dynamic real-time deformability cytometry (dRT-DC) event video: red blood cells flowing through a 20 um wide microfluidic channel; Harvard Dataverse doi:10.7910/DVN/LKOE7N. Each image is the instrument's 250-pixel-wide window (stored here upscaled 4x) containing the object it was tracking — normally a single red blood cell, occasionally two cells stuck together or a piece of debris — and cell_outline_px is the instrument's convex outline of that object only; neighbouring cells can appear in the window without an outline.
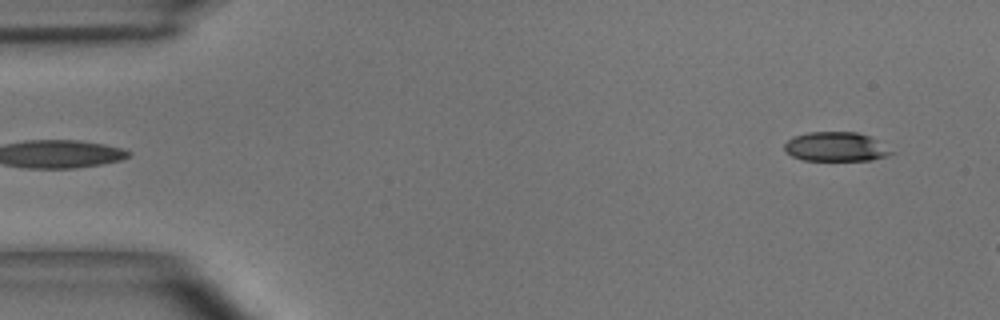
{"species": "common noctule bat (a hibernating species)", "species_latin": "Nyctalus noctula", "temperature_condition": "room temperature", "stored_images_in_passage": 4, "segment_of_instrument_passage": [2, 2], "camera_frame_rate_fps": 3000, "um_per_image_px": 0.085, "animal": {"sex": "male", "body_mass_g": 15.6}, "frame": {"image": 1, "passage_image": 4, "time_ms": 1.0, "image_size_px": [1000, 320], "cell_outline_px": [[896, 152], [888, 156], [872, 160], [804, 160], [792, 156], [784, 148], [784, 144], [788, 140], [796, 136], [808, 132], [856, 132], [868, 136], [876, 140]], "centroid_in_image_um": [71.08, 12.48], "position_along_channel_um": 13.9, "area_um2": 18.09}}